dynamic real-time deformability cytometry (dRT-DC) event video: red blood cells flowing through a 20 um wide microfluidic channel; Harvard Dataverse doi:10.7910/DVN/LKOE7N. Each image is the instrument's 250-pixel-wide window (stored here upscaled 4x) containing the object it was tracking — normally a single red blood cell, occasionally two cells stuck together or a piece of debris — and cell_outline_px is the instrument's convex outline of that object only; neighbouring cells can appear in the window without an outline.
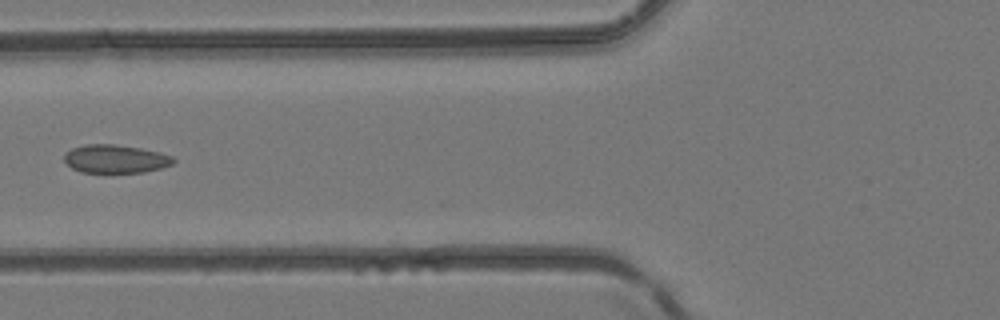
{"species": "common noctule bat (a hibernating species)", "species_latin": "Nyctalus noctula", "temperature_condition": "room temperature", "stored_images_in_passage": 7, "camera_frame_rate_fps": 3000, "um_per_image_px": 0.085, "animal": {"sex": "female", "body_mass_g": 24.6, "forearm_length_mm": 56.2}, "frame": {"image": 1, "passage_image": 7, "time_ms": 2.0, "image_size_px": [1000, 320], "cell_outline_px": [[176, 160], [172, 164], [160, 168], [144, 172], [80, 172], [72, 168], [64, 160], [64, 152], [72, 148], [84, 144], [112, 144], [140, 148], [160, 152], [172, 156]], "centroid_in_image_um": [9.79, 13.5], "position_along_channel_um": 116.0, "area_um2": 17.98}}